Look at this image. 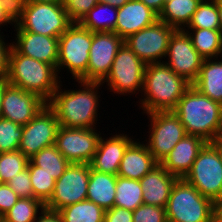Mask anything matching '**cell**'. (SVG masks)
I'll return each mask as SVG.
<instances>
[{"label": "cell", "instance_id": "obj_1", "mask_svg": "<svg viewBox=\"0 0 222 222\" xmlns=\"http://www.w3.org/2000/svg\"><path fill=\"white\" fill-rule=\"evenodd\" d=\"M80 89H61L62 81L47 105L54 111L61 126L70 128H97L100 82L76 80ZM82 87V89H81Z\"/></svg>", "mask_w": 222, "mask_h": 222}, {"label": "cell", "instance_id": "obj_2", "mask_svg": "<svg viewBox=\"0 0 222 222\" xmlns=\"http://www.w3.org/2000/svg\"><path fill=\"white\" fill-rule=\"evenodd\" d=\"M173 112L188 135L215 142L222 133V105L200 93L191 85L178 101Z\"/></svg>", "mask_w": 222, "mask_h": 222}, {"label": "cell", "instance_id": "obj_3", "mask_svg": "<svg viewBox=\"0 0 222 222\" xmlns=\"http://www.w3.org/2000/svg\"><path fill=\"white\" fill-rule=\"evenodd\" d=\"M190 86L189 82L175 74L164 62L147 64L141 90L143 99H139V108L145 114L173 111Z\"/></svg>", "mask_w": 222, "mask_h": 222}, {"label": "cell", "instance_id": "obj_4", "mask_svg": "<svg viewBox=\"0 0 222 222\" xmlns=\"http://www.w3.org/2000/svg\"><path fill=\"white\" fill-rule=\"evenodd\" d=\"M56 69L45 62L19 54L11 47L8 64V83L35 93L48 102L61 80Z\"/></svg>", "mask_w": 222, "mask_h": 222}, {"label": "cell", "instance_id": "obj_5", "mask_svg": "<svg viewBox=\"0 0 222 222\" xmlns=\"http://www.w3.org/2000/svg\"><path fill=\"white\" fill-rule=\"evenodd\" d=\"M214 202L193 185L177 179L166 206L167 222H213Z\"/></svg>", "mask_w": 222, "mask_h": 222}, {"label": "cell", "instance_id": "obj_6", "mask_svg": "<svg viewBox=\"0 0 222 222\" xmlns=\"http://www.w3.org/2000/svg\"><path fill=\"white\" fill-rule=\"evenodd\" d=\"M72 24L63 3L26 2L22 18L14 26V31L59 38Z\"/></svg>", "mask_w": 222, "mask_h": 222}, {"label": "cell", "instance_id": "obj_7", "mask_svg": "<svg viewBox=\"0 0 222 222\" xmlns=\"http://www.w3.org/2000/svg\"><path fill=\"white\" fill-rule=\"evenodd\" d=\"M91 44L92 32L73 23L58 40L57 74L67 68L72 79L80 80L87 73Z\"/></svg>", "mask_w": 222, "mask_h": 222}, {"label": "cell", "instance_id": "obj_8", "mask_svg": "<svg viewBox=\"0 0 222 222\" xmlns=\"http://www.w3.org/2000/svg\"><path fill=\"white\" fill-rule=\"evenodd\" d=\"M183 179L213 202L222 197V158L213 142L204 145Z\"/></svg>", "mask_w": 222, "mask_h": 222}, {"label": "cell", "instance_id": "obj_9", "mask_svg": "<svg viewBox=\"0 0 222 222\" xmlns=\"http://www.w3.org/2000/svg\"><path fill=\"white\" fill-rule=\"evenodd\" d=\"M146 65L123 43L118 49L108 76L101 83L106 82L108 90L114 94H139L143 87Z\"/></svg>", "mask_w": 222, "mask_h": 222}, {"label": "cell", "instance_id": "obj_10", "mask_svg": "<svg viewBox=\"0 0 222 222\" xmlns=\"http://www.w3.org/2000/svg\"><path fill=\"white\" fill-rule=\"evenodd\" d=\"M151 126L146 145L149 152L160 163L174 146L186 135L185 128L173 111L149 113ZM148 140V141H147Z\"/></svg>", "mask_w": 222, "mask_h": 222}, {"label": "cell", "instance_id": "obj_11", "mask_svg": "<svg viewBox=\"0 0 222 222\" xmlns=\"http://www.w3.org/2000/svg\"><path fill=\"white\" fill-rule=\"evenodd\" d=\"M176 29L161 20L129 35L124 43L145 64L160 63L166 58L169 40Z\"/></svg>", "mask_w": 222, "mask_h": 222}, {"label": "cell", "instance_id": "obj_12", "mask_svg": "<svg viewBox=\"0 0 222 222\" xmlns=\"http://www.w3.org/2000/svg\"><path fill=\"white\" fill-rule=\"evenodd\" d=\"M90 168L89 164L70 163L64 174L55 180L52 197L45 207L59 211L66 206L85 200Z\"/></svg>", "mask_w": 222, "mask_h": 222}, {"label": "cell", "instance_id": "obj_13", "mask_svg": "<svg viewBox=\"0 0 222 222\" xmlns=\"http://www.w3.org/2000/svg\"><path fill=\"white\" fill-rule=\"evenodd\" d=\"M95 129L60 125L55 146L69 163L90 164L101 136V132Z\"/></svg>", "mask_w": 222, "mask_h": 222}, {"label": "cell", "instance_id": "obj_14", "mask_svg": "<svg viewBox=\"0 0 222 222\" xmlns=\"http://www.w3.org/2000/svg\"><path fill=\"white\" fill-rule=\"evenodd\" d=\"M168 57V58H167ZM167 61H163L175 74L183 77L191 85L196 81L204 59L193 47L186 31L175 30L167 49Z\"/></svg>", "mask_w": 222, "mask_h": 222}, {"label": "cell", "instance_id": "obj_15", "mask_svg": "<svg viewBox=\"0 0 222 222\" xmlns=\"http://www.w3.org/2000/svg\"><path fill=\"white\" fill-rule=\"evenodd\" d=\"M59 127L54 111L46 105L28 124L22 126L18 150L30 159L41 149L55 145Z\"/></svg>", "mask_w": 222, "mask_h": 222}, {"label": "cell", "instance_id": "obj_16", "mask_svg": "<svg viewBox=\"0 0 222 222\" xmlns=\"http://www.w3.org/2000/svg\"><path fill=\"white\" fill-rule=\"evenodd\" d=\"M124 40L115 32H92L87 73L80 79L84 82H102L111 69L118 49Z\"/></svg>", "mask_w": 222, "mask_h": 222}, {"label": "cell", "instance_id": "obj_17", "mask_svg": "<svg viewBox=\"0 0 222 222\" xmlns=\"http://www.w3.org/2000/svg\"><path fill=\"white\" fill-rule=\"evenodd\" d=\"M47 102L32 92L8 84L2 95V116L20 126L28 124Z\"/></svg>", "mask_w": 222, "mask_h": 222}, {"label": "cell", "instance_id": "obj_18", "mask_svg": "<svg viewBox=\"0 0 222 222\" xmlns=\"http://www.w3.org/2000/svg\"><path fill=\"white\" fill-rule=\"evenodd\" d=\"M15 36L12 47L19 54L45 62L56 69L59 38L29 31H16Z\"/></svg>", "mask_w": 222, "mask_h": 222}, {"label": "cell", "instance_id": "obj_19", "mask_svg": "<svg viewBox=\"0 0 222 222\" xmlns=\"http://www.w3.org/2000/svg\"><path fill=\"white\" fill-rule=\"evenodd\" d=\"M111 135L109 138L100 136L97 150L89 165L93 170L117 175L124 152L133 137L124 133Z\"/></svg>", "mask_w": 222, "mask_h": 222}, {"label": "cell", "instance_id": "obj_20", "mask_svg": "<svg viewBox=\"0 0 222 222\" xmlns=\"http://www.w3.org/2000/svg\"><path fill=\"white\" fill-rule=\"evenodd\" d=\"M207 142L194 135L186 134L170 151L160 164L178 179L184 178L190 171L200 150Z\"/></svg>", "mask_w": 222, "mask_h": 222}, {"label": "cell", "instance_id": "obj_21", "mask_svg": "<svg viewBox=\"0 0 222 222\" xmlns=\"http://www.w3.org/2000/svg\"><path fill=\"white\" fill-rule=\"evenodd\" d=\"M159 20V15L140 0H129L118 8L115 33L123 40Z\"/></svg>", "mask_w": 222, "mask_h": 222}, {"label": "cell", "instance_id": "obj_22", "mask_svg": "<svg viewBox=\"0 0 222 222\" xmlns=\"http://www.w3.org/2000/svg\"><path fill=\"white\" fill-rule=\"evenodd\" d=\"M177 179L159 163L140 179L143 203L166 208L172 186Z\"/></svg>", "mask_w": 222, "mask_h": 222}, {"label": "cell", "instance_id": "obj_23", "mask_svg": "<svg viewBox=\"0 0 222 222\" xmlns=\"http://www.w3.org/2000/svg\"><path fill=\"white\" fill-rule=\"evenodd\" d=\"M137 140L135 138L125 150L117 174L118 176L140 180L159 164L149 152L146 143H144L145 141H141V143L139 139Z\"/></svg>", "mask_w": 222, "mask_h": 222}, {"label": "cell", "instance_id": "obj_24", "mask_svg": "<svg viewBox=\"0 0 222 222\" xmlns=\"http://www.w3.org/2000/svg\"><path fill=\"white\" fill-rule=\"evenodd\" d=\"M116 181L117 175L90 168L86 199L99 205L105 211L111 209L115 202Z\"/></svg>", "mask_w": 222, "mask_h": 222}, {"label": "cell", "instance_id": "obj_25", "mask_svg": "<svg viewBox=\"0 0 222 222\" xmlns=\"http://www.w3.org/2000/svg\"><path fill=\"white\" fill-rule=\"evenodd\" d=\"M192 85L222 105V58L204 59L198 78Z\"/></svg>", "mask_w": 222, "mask_h": 222}, {"label": "cell", "instance_id": "obj_26", "mask_svg": "<svg viewBox=\"0 0 222 222\" xmlns=\"http://www.w3.org/2000/svg\"><path fill=\"white\" fill-rule=\"evenodd\" d=\"M183 30L187 32L193 47L203 59L222 57L221 30L200 28H184Z\"/></svg>", "mask_w": 222, "mask_h": 222}, {"label": "cell", "instance_id": "obj_27", "mask_svg": "<svg viewBox=\"0 0 222 222\" xmlns=\"http://www.w3.org/2000/svg\"><path fill=\"white\" fill-rule=\"evenodd\" d=\"M200 2L201 0H166L164 8L159 14V20L176 30H183L190 22Z\"/></svg>", "mask_w": 222, "mask_h": 222}, {"label": "cell", "instance_id": "obj_28", "mask_svg": "<svg viewBox=\"0 0 222 222\" xmlns=\"http://www.w3.org/2000/svg\"><path fill=\"white\" fill-rule=\"evenodd\" d=\"M117 14L118 8L112 7L110 4L97 3L79 24L93 33L114 32Z\"/></svg>", "mask_w": 222, "mask_h": 222}, {"label": "cell", "instance_id": "obj_29", "mask_svg": "<svg viewBox=\"0 0 222 222\" xmlns=\"http://www.w3.org/2000/svg\"><path fill=\"white\" fill-rule=\"evenodd\" d=\"M143 204V191L140 180L117 175L114 206L134 211Z\"/></svg>", "mask_w": 222, "mask_h": 222}, {"label": "cell", "instance_id": "obj_30", "mask_svg": "<svg viewBox=\"0 0 222 222\" xmlns=\"http://www.w3.org/2000/svg\"><path fill=\"white\" fill-rule=\"evenodd\" d=\"M63 222H104L105 210L88 199L59 210Z\"/></svg>", "mask_w": 222, "mask_h": 222}, {"label": "cell", "instance_id": "obj_31", "mask_svg": "<svg viewBox=\"0 0 222 222\" xmlns=\"http://www.w3.org/2000/svg\"><path fill=\"white\" fill-rule=\"evenodd\" d=\"M29 160L34 165L41 167L42 171L52 175L55 180L64 174V171L70 164L55 145L41 149Z\"/></svg>", "mask_w": 222, "mask_h": 222}, {"label": "cell", "instance_id": "obj_32", "mask_svg": "<svg viewBox=\"0 0 222 222\" xmlns=\"http://www.w3.org/2000/svg\"><path fill=\"white\" fill-rule=\"evenodd\" d=\"M44 207L45 204L37 198H19L3 215V222H34Z\"/></svg>", "mask_w": 222, "mask_h": 222}, {"label": "cell", "instance_id": "obj_33", "mask_svg": "<svg viewBox=\"0 0 222 222\" xmlns=\"http://www.w3.org/2000/svg\"><path fill=\"white\" fill-rule=\"evenodd\" d=\"M185 28L220 30V18L216 0H201Z\"/></svg>", "mask_w": 222, "mask_h": 222}, {"label": "cell", "instance_id": "obj_34", "mask_svg": "<svg viewBox=\"0 0 222 222\" xmlns=\"http://www.w3.org/2000/svg\"><path fill=\"white\" fill-rule=\"evenodd\" d=\"M27 167L33 187L34 198H37L46 204L52 197L55 179L52 175L42 171L41 167L34 165L30 160Z\"/></svg>", "mask_w": 222, "mask_h": 222}, {"label": "cell", "instance_id": "obj_35", "mask_svg": "<svg viewBox=\"0 0 222 222\" xmlns=\"http://www.w3.org/2000/svg\"><path fill=\"white\" fill-rule=\"evenodd\" d=\"M29 158L19 150L0 153V181L7 183L17 173L25 170L28 166Z\"/></svg>", "mask_w": 222, "mask_h": 222}, {"label": "cell", "instance_id": "obj_36", "mask_svg": "<svg viewBox=\"0 0 222 222\" xmlns=\"http://www.w3.org/2000/svg\"><path fill=\"white\" fill-rule=\"evenodd\" d=\"M22 139V126L0 117V153L19 149Z\"/></svg>", "mask_w": 222, "mask_h": 222}, {"label": "cell", "instance_id": "obj_37", "mask_svg": "<svg viewBox=\"0 0 222 222\" xmlns=\"http://www.w3.org/2000/svg\"><path fill=\"white\" fill-rule=\"evenodd\" d=\"M133 222H167L166 208L142 204L133 211Z\"/></svg>", "mask_w": 222, "mask_h": 222}, {"label": "cell", "instance_id": "obj_38", "mask_svg": "<svg viewBox=\"0 0 222 222\" xmlns=\"http://www.w3.org/2000/svg\"><path fill=\"white\" fill-rule=\"evenodd\" d=\"M98 0H64V8L73 23H79Z\"/></svg>", "mask_w": 222, "mask_h": 222}, {"label": "cell", "instance_id": "obj_39", "mask_svg": "<svg viewBox=\"0 0 222 222\" xmlns=\"http://www.w3.org/2000/svg\"><path fill=\"white\" fill-rule=\"evenodd\" d=\"M7 184L18 195L19 198L34 197L33 187L30 181L28 167L17 173Z\"/></svg>", "mask_w": 222, "mask_h": 222}, {"label": "cell", "instance_id": "obj_40", "mask_svg": "<svg viewBox=\"0 0 222 222\" xmlns=\"http://www.w3.org/2000/svg\"><path fill=\"white\" fill-rule=\"evenodd\" d=\"M27 0H0V5L8 17L16 24L25 10Z\"/></svg>", "mask_w": 222, "mask_h": 222}, {"label": "cell", "instance_id": "obj_41", "mask_svg": "<svg viewBox=\"0 0 222 222\" xmlns=\"http://www.w3.org/2000/svg\"><path fill=\"white\" fill-rule=\"evenodd\" d=\"M19 199L7 183L0 184V216L9 211Z\"/></svg>", "mask_w": 222, "mask_h": 222}, {"label": "cell", "instance_id": "obj_42", "mask_svg": "<svg viewBox=\"0 0 222 222\" xmlns=\"http://www.w3.org/2000/svg\"><path fill=\"white\" fill-rule=\"evenodd\" d=\"M133 211L120 207H112L105 211L104 222H133Z\"/></svg>", "mask_w": 222, "mask_h": 222}, {"label": "cell", "instance_id": "obj_43", "mask_svg": "<svg viewBox=\"0 0 222 222\" xmlns=\"http://www.w3.org/2000/svg\"><path fill=\"white\" fill-rule=\"evenodd\" d=\"M5 35H0V77H7L9 54L12 43H6L4 40Z\"/></svg>", "mask_w": 222, "mask_h": 222}, {"label": "cell", "instance_id": "obj_44", "mask_svg": "<svg viewBox=\"0 0 222 222\" xmlns=\"http://www.w3.org/2000/svg\"><path fill=\"white\" fill-rule=\"evenodd\" d=\"M34 222H63L59 211L44 207Z\"/></svg>", "mask_w": 222, "mask_h": 222}, {"label": "cell", "instance_id": "obj_45", "mask_svg": "<svg viewBox=\"0 0 222 222\" xmlns=\"http://www.w3.org/2000/svg\"><path fill=\"white\" fill-rule=\"evenodd\" d=\"M143 2L148 8L152 9L158 15L164 8L166 0H140Z\"/></svg>", "mask_w": 222, "mask_h": 222}, {"label": "cell", "instance_id": "obj_46", "mask_svg": "<svg viewBox=\"0 0 222 222\" xmlns=\"http://www.w3.org/2000/svg\"><path fill=\"white\" fill-rule=\"evenodd\" d=\"M213 222H222V197L214 201Z\"/></svg>", "mask_w": 222, "mask_h": 222}, {"label": "cell", "instance_id": "obj_47", "mask_svg": "<svg viewBox=\"0 0 222 222\" xmlns=\"http://www.w3.org/2000/svg\"><path fill=\"white\" fill-rule=\"evenodd\" d=\"M7 24H12V26L16 25L9 17L8 15L5 13V11L3 10V8L0 5V27L2 29L3 26H8ZM3 25V26H2ZM0 29V35L3 34V32H1Z\"/></svg>", "mask_w": 222, "mask_h": 222}, {"label": "cell", "instance_id": "obj_48", "mask_svg": "<svg viewBox=\"0 0 222 222\" xmlns=\"http://www.w3.org/2000/svg\"><path fill=\"white\" fill-rule=\"evenodd\" d=\"M129 0H98V3L110 4L112 7L120 8Z\"/></svg>", "mask_w": 222, "mask_h": 222}, {"label": "cell", "instance_id": "obj_49", "mask_svg": "<svg viewBox=\"0 0 222 222\" xmlns=\"http://www.w3.org/2000/svg\"><path fill=\"white\" fill-rule=\"evenodd\" d=\"M8 84L7 77H0V117L2 116V95Z\"/></svg>", "mask_w": 222, "mask_h": 222}, {"label": "cell", "instance_id": "obj_50", "mask_svg": "<svg viewBox=\"0 0 222 222\" xmlns=\"http://www.w3.org/2000/svg\"><path fill=\"white\" fill-rule=\"evenodd\" d=\"M216 4L218 7V13L220 18V30L222 32V0H216Z\"/></svg>", "mask_w": 222, "mask_h": 222}, {"label": "cell", "instance_id": "obj_51", "mask_svg": "<svg viewBox=\"0 0 222 222\" xmlns=\"http://www.w3.org/2000/svg\"><path fill=\"white\" fill-rule=\"evenodd\" d=\"M27 2L63 3L64 0H27Z\"/></svg>", "mask_w": 222, "mask_h": 222}, {"label": "cell", "instance_id": "obj_52", "mask_svg": "<svg viewBox=\"0 0 222 222\" xmlns=\"http://www.w3.org/2000/svg\"><path fill=\"white\" fill-rule=\"evenodd\" d=\"M213 143L219 148V153H220L221 158H222V137H220L218 140H216Z\"/></svg>", "mask_w": 222, "mask_h": 222}, {"label": "cell", "instance_id": "obj_53", "mask_svg": "<svg viewBox=\"0 0 222 222\" xmlns=\"http://www.w3.org/2000/svg\"><path fill=\"white\" fill-rule=\"evenodd\" d=\"M0 222H3V216H0Z\"/></svg>", "mask_w": 222, "mask_h": 222}]
</instances>
